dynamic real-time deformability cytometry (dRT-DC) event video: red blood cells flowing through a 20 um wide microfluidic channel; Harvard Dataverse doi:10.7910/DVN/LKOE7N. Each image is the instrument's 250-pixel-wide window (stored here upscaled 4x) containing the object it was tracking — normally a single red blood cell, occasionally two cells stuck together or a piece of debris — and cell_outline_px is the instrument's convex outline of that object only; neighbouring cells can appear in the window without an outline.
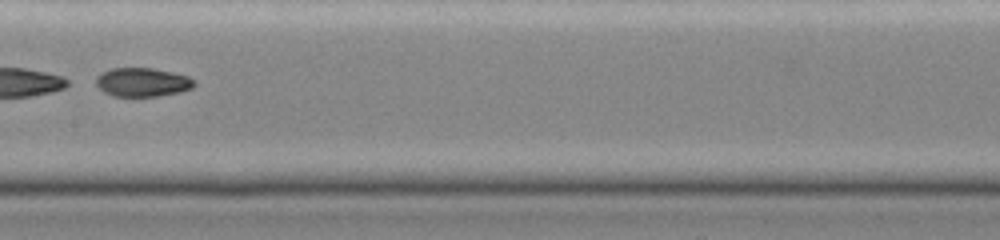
{"species": "common noctule bat (a hibernating species)", "species_latin": "Nyctalus noctula", "temperature_condition": "cold", "stored_images_in_passage": 38, "camera_frame_rate_fps": 3000, "um_per_image_px": 0.085, "animal": {"sex": "female", "body_mass_g": 19.0, "forearm_length_mm": 51.5}, "frame": {"image": 1, "passage_image": 19, "time_ms": 7.333, "image_size_px": [1000, 240], "cell_outline_px": [[196, 84], [192, 88], [180, 92], [156, 96], [112, 96], [104, 92], [96, 84], [96, 76], [112, 68], [152, 68], [172, 72], [188, 76], [196, 80]], "centroid_in_image_um": [12.13, 6.99], "position_along_channel_um": 195.3, "area_um2": 16.47}}
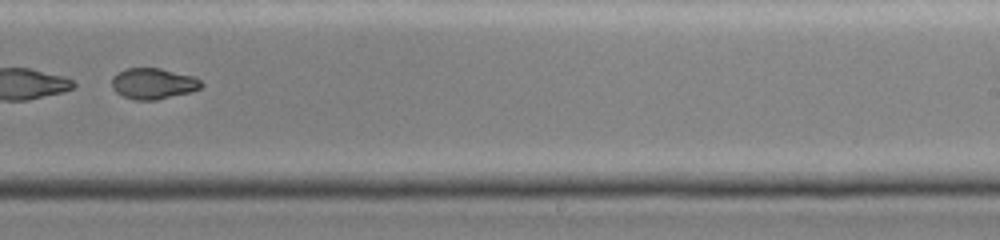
{"frame": {"image": 2, "passage_image": 24, "time_ms": 9.333, "image_size_px": [1000, 240], "cell_outline_px": [[204, 84], [200, 88], [188, 92], [156, 100], [132, 100], [116, 92], [112, 88], [112, 76], [116, 72], [124, 68], [160, 68], [192, 76], [200, 80]], "centroid_in_image_um": [12.97, 7.09], "position_along_channel_um": 276.0, "area_um2": 16.13}}
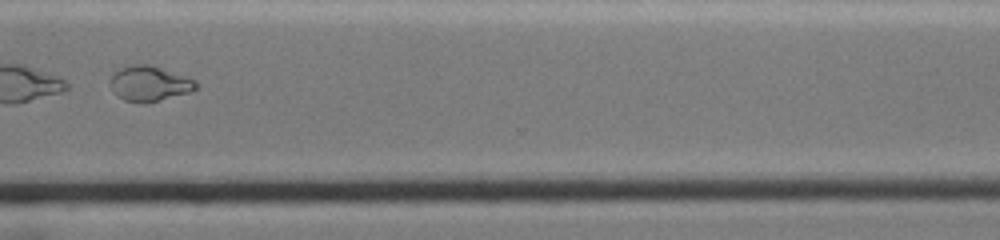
{"frame": {"image": 3, "passage_image": 30, "time_ms": 11.333, "image_size_px": [1000, 240], "cell_outline_px": [[200, 84], [196, 88], [188, 92], [156, 100], [124, 100], [116, 96], [112, 92], [108, 80], [120, 68], [132, 64], [152, 64], [196, 80]], "centroid_in_image_um": [12.68, 7.05], "position_along_channel_um": 357.9, "area_um2": 17.22}}